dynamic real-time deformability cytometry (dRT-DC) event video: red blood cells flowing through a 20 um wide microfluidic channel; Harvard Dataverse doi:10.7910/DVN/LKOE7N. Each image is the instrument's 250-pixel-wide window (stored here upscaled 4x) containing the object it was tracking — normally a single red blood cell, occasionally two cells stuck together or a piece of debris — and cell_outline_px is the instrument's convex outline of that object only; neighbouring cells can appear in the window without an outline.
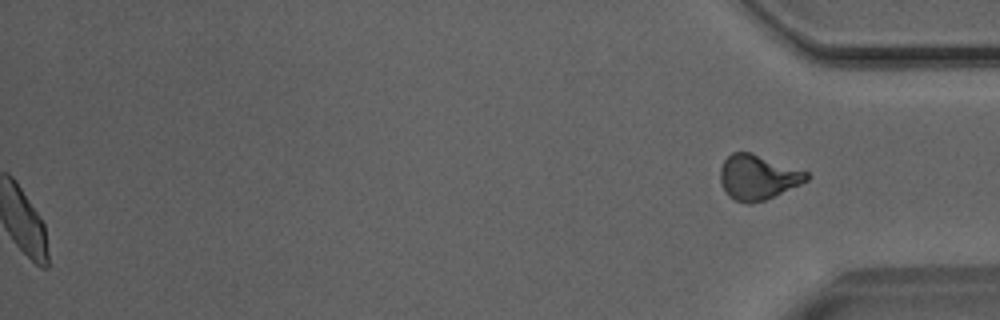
{"species": "Egyptian fruit bat (a non-hibernating species)", "species_latin": "Rousettus aegyptiacus", "temperature_condition": "room temperature", "stored_images_in_passage": 43, "segment_of_instrument_passage": [2, 2], "camera_frame_rate_fps": 3000, "um_per_image_px": 0.085, "animal": {"sex": "male"}, "frame": {"image": 1, "passage_image": 43, "time_ms": 14.0, "image_size_px": [1000, 320], "cell_outline_px": [[812, 176], [808, 180], [800, 184], [764, 200], [748, 204], [736, 200], [728, 196], [720, 180], [720, 168], [724, 160], [732, 152], [752, 152], [808, 172]], "centroid_in_image_um": [64.41, 15.05], "position_along_channel_um": 370.8, "area_um2": 22.48}}